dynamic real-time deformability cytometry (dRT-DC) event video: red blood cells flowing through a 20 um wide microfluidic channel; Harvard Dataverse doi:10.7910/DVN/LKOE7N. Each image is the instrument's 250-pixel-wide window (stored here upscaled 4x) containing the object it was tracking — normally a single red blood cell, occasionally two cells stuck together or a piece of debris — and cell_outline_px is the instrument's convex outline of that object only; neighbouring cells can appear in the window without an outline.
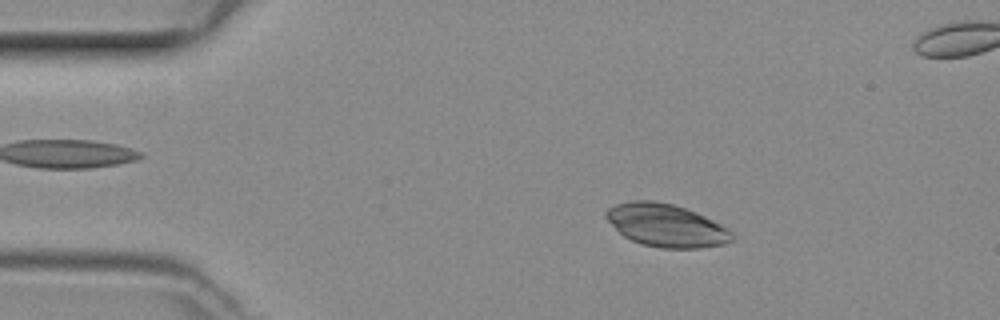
{"species": "common noctule bat (a hibernating species)", "species_latin": "Nyctalus noctula", "temperature_condition": "room temperature", "stored_images_in_passage": 48, "segment_of_instrument_passage": [1, 2], "camera_frame_rate_fps": 3000, "um_per_image_px": 0.085, "animal": {"sex": "female", "body_mass_g": 29.2, "forearm_length_mm": 56.3}, "frame": {"image": 1, "passage_image": 7, "time_ms": 2.0, "image_size_px": [1000, 320], "cell_outline_px": [[736, 240], [724, 244], [700, 248], [660, 248], [640, 244], [624, 236], [604, 216], [604, 212], [608, 208], [616, 204], [632, 200], [652, 200], [672, 204], [696, 212], [728, 228], [732, 232]], "centroid_in_image_um": [56.64, 19.16], "position_along_channel_um": 28.4, "area_um2": 31.44}}
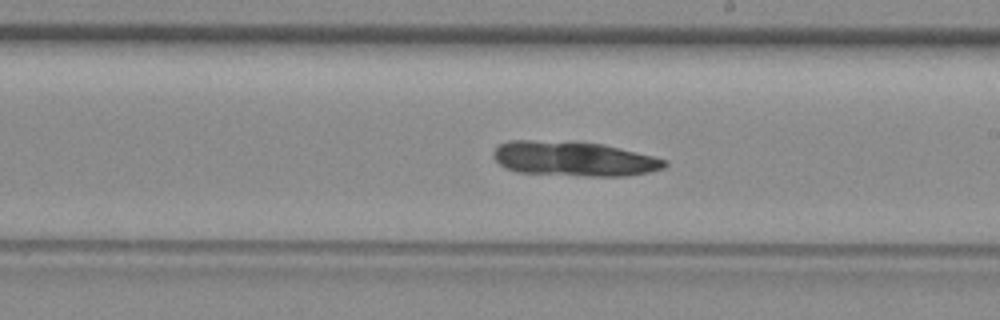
{"frame": {"image": 2, "passage_image": 26, "time_ms": 8.333, "image_size_px": [1000, 320], "cell_outline_px": [[668, 164], [664, 168], [648, 172], [624, 176], [588, 176], [516, 172], [504, 168], [492, 156], [492, 152], [500, 144], [508, 140], [532, 140], [604, 144], [668, 160]], "centroid_in_image_um": [48.75, 13.5], "position_along_channel_um": 240.2, "area_um2": 34.51}}
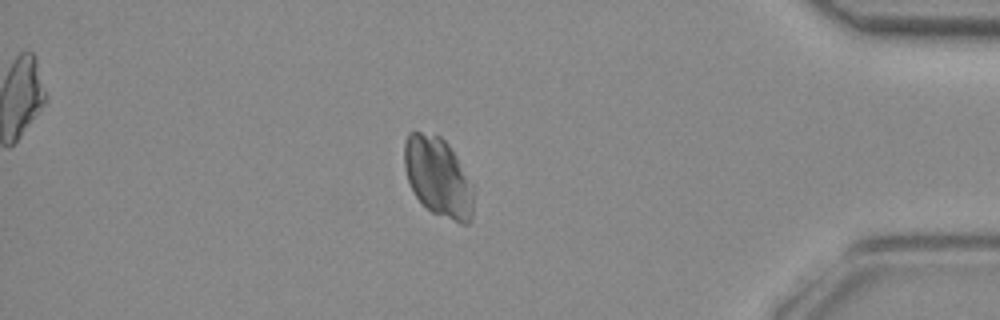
{"frame": {"image": 3, "passage_image": 40, "time_ms": 13.0, "image_size_px": [1000, 320], "cell_outline_px": [[472, 220], [468, 224], [460, 224], [432, 212], [416, 196], [408, 180], [404, 168], [404, 140], [408, 132], [420, 132], [440, 136], [448, 144], [456, 156], [472, 188]], "centroid_in_image_um": [37.21, 15.04], "position_along_channel_um": 398.0, "area_um2": 31.56}}